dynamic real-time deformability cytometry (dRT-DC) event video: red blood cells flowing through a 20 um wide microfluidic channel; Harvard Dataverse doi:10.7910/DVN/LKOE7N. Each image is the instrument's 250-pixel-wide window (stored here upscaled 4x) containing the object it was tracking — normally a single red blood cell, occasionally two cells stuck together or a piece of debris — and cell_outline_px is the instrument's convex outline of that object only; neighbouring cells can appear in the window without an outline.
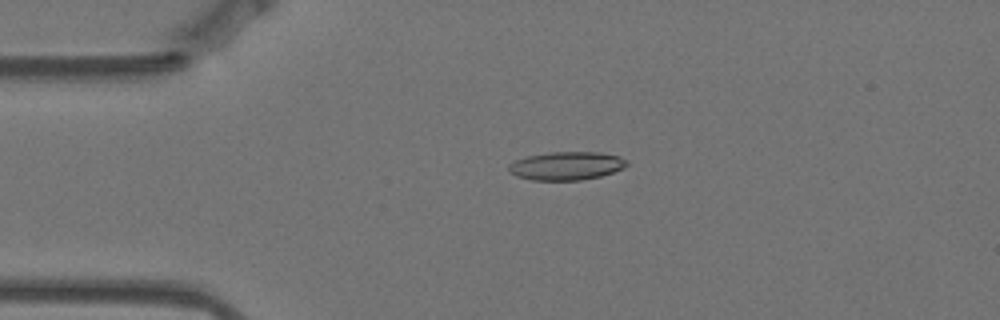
{"species": "Egyptian fruit bat (a non-hibernating species)", "species_latin": "Rousettus aegyptiacus", "temperature_condition": "warm", "stored_images_in_passage": 57, "camera_frame_rate_fps": 3000, "um_per_image_px": 0.085, "animal": {"sex": "female"}, "frame": {"image": 1, "passage_image": 12, "time_ms": 3.667, "image_size_px": [1000, 320], "cell_outline_px": [[628, 164], [624, 168], [600, 176], [580, 180], [532, 180], [516, 176], [508, 172], [508, 164], [516, 160], [528, 156], [552, 152], [600, 152], [620, 156], [628, 160]], "centroid_in_image_um": [48.15, 14.09], "position_along_channel_um": 36.8, "area_um2": 19.54}}
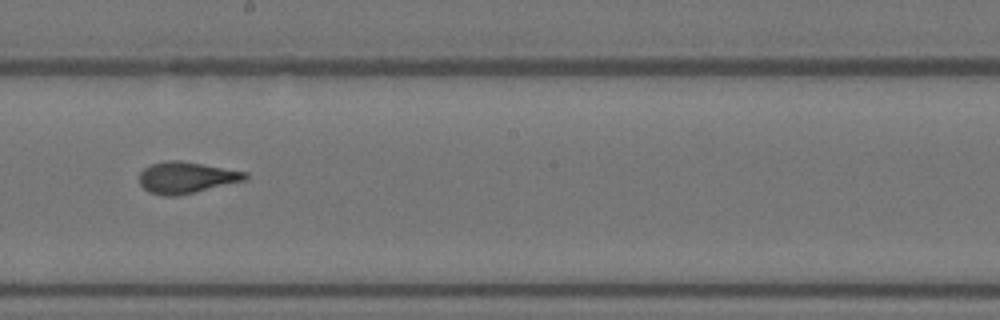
{"frame": {"image": 2, "passage_image": 31, "time_ms": 10.0, "image_size_px": [1000, 320], "cell_outline_px": [[248, 180], [196, 192], [176, 196], [164, 196], [148, 192], [140, 184], [140, 172], [144, 168], [152, 164], [168, 160], [180, 160], [248, 172]], "centroid_in_image_um": [15.87, 15.1], "position_along_channel_um": 232.3, "area_um2": 19.54}}
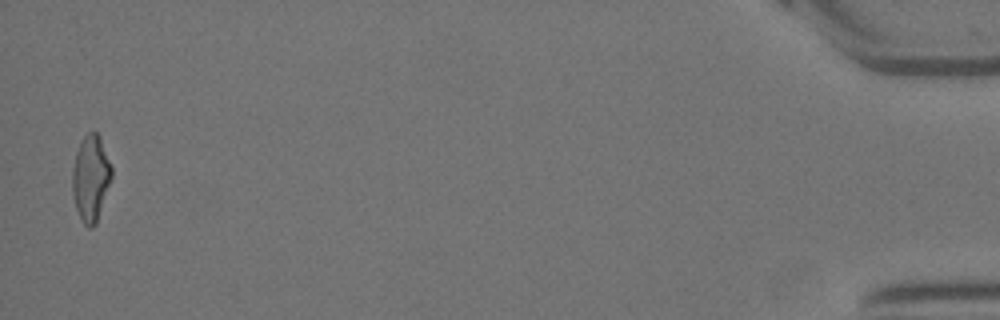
{"frame": {"image": 3, "passage_image": 56, "time_ms": 18.333, "image_size_px": [1000, 320], "cell_outline_px": [[112, 176], [96, 224], [92, 228], [88, 228], [84, 224], [76, 208], [72, 196], [72, 168], [76, 152], [80, 140], [92, 128], [100, 136], [112, 168]], "centroid_in_image_um": [7.7, 15.1], "position_along_channel_um": 427.5, "area_um2": 19.83}, "authors_computed_cell_mechanics": {"area_um2": 19.2474, "velocity_mm_per_s": 3.5006, "shape_relaxation_time_tau1_ms": null, "shape_relaxation_time_tau2_ms": 0.9793, "deformation_change_tau1": null, "deformation_change_tau2": 0.0927}}